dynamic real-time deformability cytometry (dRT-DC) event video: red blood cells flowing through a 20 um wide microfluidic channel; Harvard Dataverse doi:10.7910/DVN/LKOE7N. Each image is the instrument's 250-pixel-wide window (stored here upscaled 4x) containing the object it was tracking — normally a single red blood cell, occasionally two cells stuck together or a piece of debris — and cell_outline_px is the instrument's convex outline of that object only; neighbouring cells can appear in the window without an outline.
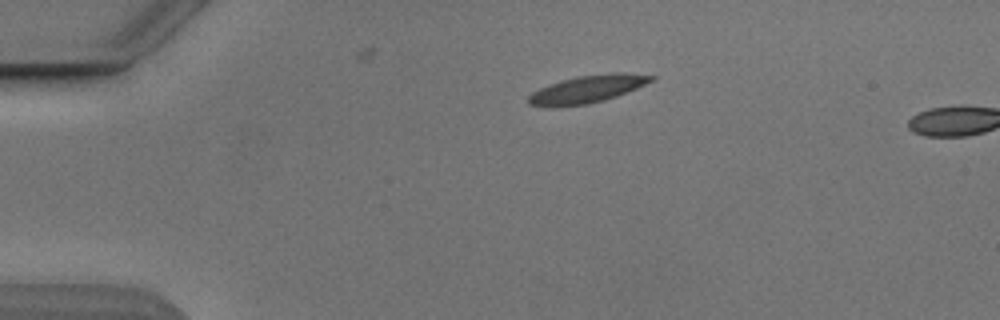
{"species": "Egyptian fruit bat (a non-hibernating species)", "species_latin": "Rousettus aegyptiacus", "temperature_condition": "cold", "stored_images_in_passage": 3, "camera_frame_rate_fps": 3000, "um_per_image_px": 0.085, "animal": {"sex": "male"}, "frame": {"image": 1, "passage_image": 1, "time_ms": 0.0, "image_size_px": [1000, 320], "cell_outline_px": [[656, 76], [652, 80], [636, 88], [616, 96], [604, 100], [588, 104], [528, 104], [528, 96], [532, 92], [548, 84], [560, 80], [576, 76], [612, 72], [624, 72]], "centroid_in_image_um": [49.98, 7.51], "position_along_channel_um": 35.0, "area_um2": 19.02}}